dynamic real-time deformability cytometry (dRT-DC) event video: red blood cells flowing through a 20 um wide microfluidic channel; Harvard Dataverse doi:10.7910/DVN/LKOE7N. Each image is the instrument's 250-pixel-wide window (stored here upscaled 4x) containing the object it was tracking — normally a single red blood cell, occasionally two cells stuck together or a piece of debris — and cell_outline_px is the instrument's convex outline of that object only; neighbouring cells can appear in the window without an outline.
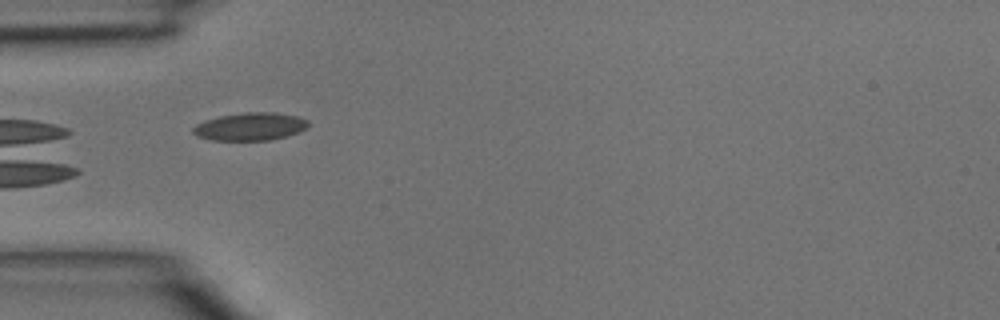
{"species": "common noctule bat (a hibernating species)", "species_latin": "Nyctalus noctula", "temperature_condition": "room temperature", "stored_images_in_passage": 4, "camera_frame_rate_fps": 3000, "um_per_image_px": 0.085, "animal": {"sex": "male", "body_mass_g": 15.6}, "frame": {"image": 1, "passage_image": 3, "time_ms": 0.667, "image_size_px": [1000, 320], "cell_outline_px": [[308, 128], [300, 132], [288, 136], [272, 140], [212, 140], [196, 136], [192, 132], [192, 128], [196, 124], [204, 120], [220, 116], [244, 112], [276, 112], [296, 116], [308, 120]], "centroid_in_image_um": [21.28, 10.76], "position_along_channel_um": 63.7, "area_um2": 18.9}}